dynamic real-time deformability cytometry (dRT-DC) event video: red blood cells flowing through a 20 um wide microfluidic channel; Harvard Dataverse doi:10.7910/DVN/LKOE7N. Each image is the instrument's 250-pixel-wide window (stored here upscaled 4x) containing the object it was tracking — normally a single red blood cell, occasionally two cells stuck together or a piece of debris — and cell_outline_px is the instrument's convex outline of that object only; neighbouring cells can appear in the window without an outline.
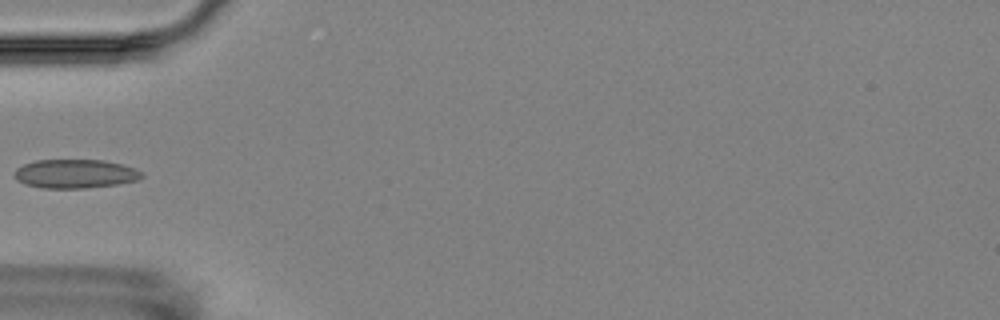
{"species": "Egyptian fruit bat (a non-hibernating species)", "species_latin": "Rousettus aegyptiacus", "temperature_condition": "room temperature", "stored_images_in_passage": 4, "camera_frame_rate_fps": 3000, "um_per_image_px": 0.085, "animal": {"sex": "female"}, "frame": {"image": 1, "passage_image": 3, "time_ms": 2.333, "image_size_px": [1000, 320], "cell_outline_px": [[144, 176], [136, 180], [116, 184], [84, 188], [40, 188], [24, 184], [16, 180], [12, 172], [16, 168], [24, 164], [36, 160], [104, 160], [120, 164], [144, 172]], "centroid_in_image_um": [6.33, 14.77], "position_along_channel_um": 78.7, "area_um2": 21.44}}
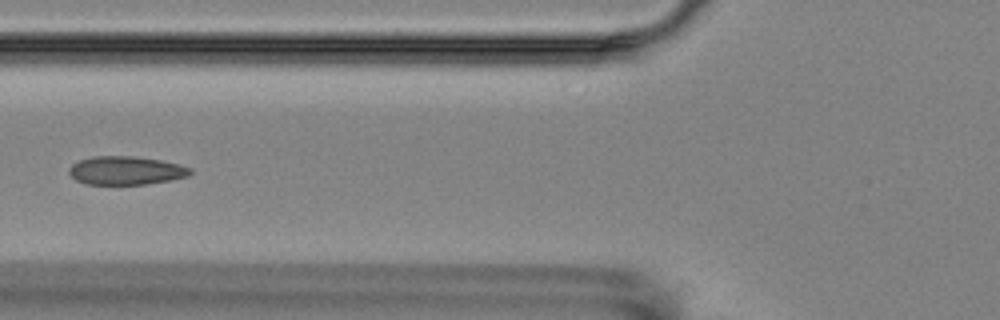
{"frame": {"image": 2, "passage_image": 4, "time_ms": 3.333, "image_size_px": [1000, 320], "cell_outline_px": [[192, 172], [188, 176], [172, 180], [144, 184], [84, 184], [76, 180], [68, 172], [68, 168], [72, 164], [80, 160], [92, 156], [132, 156], [160, 160], [180, 164], [192, 168]], "centroid_in_image_um": [10.71, 14.49], "position_along_channel_um": 115.1, "area_um2": 20.17}}